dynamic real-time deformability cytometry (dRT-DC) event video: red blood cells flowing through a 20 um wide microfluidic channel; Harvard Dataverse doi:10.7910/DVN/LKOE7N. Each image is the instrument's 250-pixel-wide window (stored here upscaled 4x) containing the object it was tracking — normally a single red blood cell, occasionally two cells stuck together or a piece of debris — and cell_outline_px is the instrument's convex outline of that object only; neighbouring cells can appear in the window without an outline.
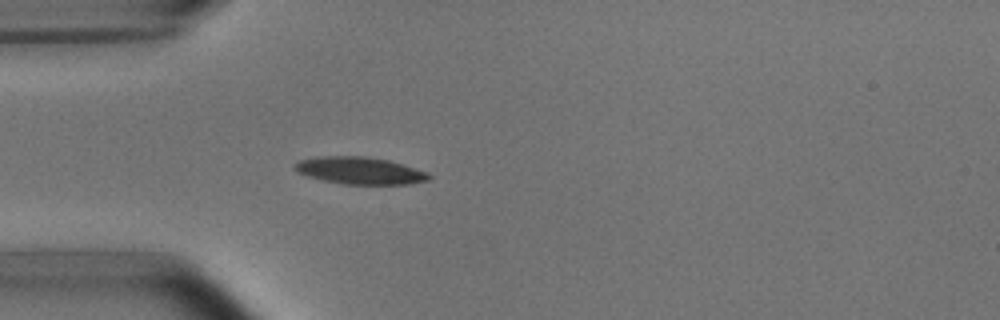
{"species": "common noctule bat (a hibernating species)", "species_latin": "Nyctalus noctula", "temperature_condition": "room temperature", "stored_images_in_passage": 41, "camera_frame_rate_fps": 3000, "um_per_image_px": 0.085, "animal": {"sex": "male", "body_mass_g": 15.6}, "frame": {"image": 1, "passage_image": 3, "time_ms": 0.667, "image_size_px": [1000, 320], "cell_outline_px": [[432, 176], [428, 180], [408, 184], [340, 184], [308, 176], [296, 172], [292, 168], [292, 164], [296, 160], [316, 156], [368, 156], [388, 160], [428, 172]], "centroid_in_image_um": [30.51, 14.49], "position_along_channel_um": 54.5, "area_um2": 21.5}}
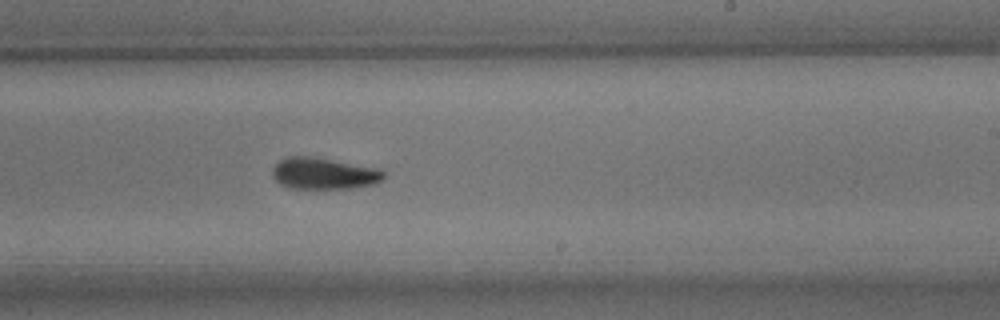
{"frame": {"image": 2, "passage_image": 20, "time_ms": 6.333, "image_size_px": [1000, 320], "cell_outline_px": [[384, 176], [380, 180], [372, 184], [352, 188], [292, 188], [280, 184], [272, 176], [272, 168], [284, 156], [312, 156], [376, 168], [384, 172]], "centroid_in_image_um": [27.46, 14.73], "position_along_channel_um": 261.5, "area_um2": 20.23}}
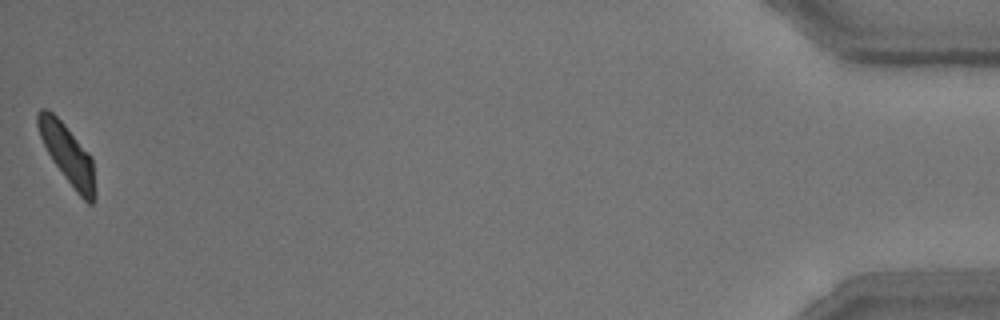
{"frame": {"image": 3, "passage_image": 41, "time_ms": 13.333, "image_size_px": [1000, 320], "cell_outline_px": [[96, 200], [92, 204], [88, 204], [76, 192], [52, 160], [40, 136], [36, 124], [36, 112], [40, 108], [48, 108], [64, 124], [88, 152], [92, 160], [96, 192]], "centroid_in_image_um": [5.74, 13.11], "position_along_channel_um": 429.5, "area_um2": 19.65}, "authors_computed_cell_mechanics": {"area_um2": 20.6346, "velocity_mm_per_s": 3.748, "shape_relaxation_time_tau1_ms": 3.5124, "shape_relaxation_time_tau2_ms": 2.7161, "deformation_change_tau1": 0.1617, "deformation_change_tau2": 0.0914}}